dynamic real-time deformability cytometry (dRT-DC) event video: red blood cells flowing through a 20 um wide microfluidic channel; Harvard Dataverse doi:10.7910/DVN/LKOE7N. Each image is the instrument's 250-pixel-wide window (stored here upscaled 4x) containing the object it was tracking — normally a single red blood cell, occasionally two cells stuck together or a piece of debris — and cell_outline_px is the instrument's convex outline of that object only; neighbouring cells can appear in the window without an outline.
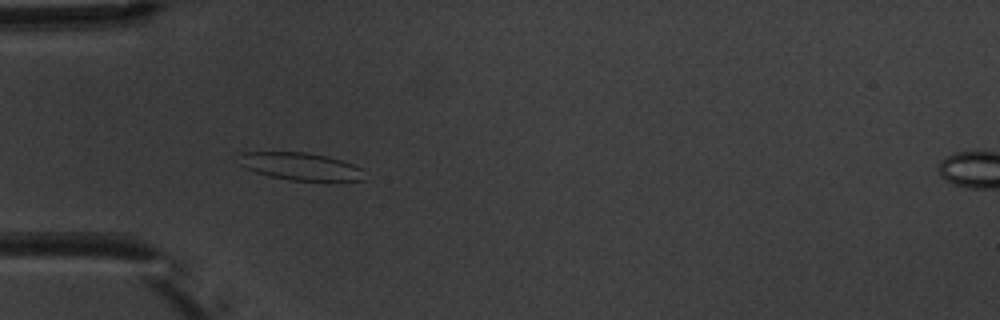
{"species": "common noctule bat (a hibernating species)", "species_latin": "Nyctalus noctula", "temperature_condition": "warm", "stored_images_in_passage": 4, "camera_frame_rate_fps": 3000, "um_per_image_px": 0.085, "animal": {"sex": "male", "body_mass_g": 20.1, "forearm_length_mm": 53.5}, "frame": {"image": 1, "passage_image": 4, "time_ms": 4.333, "image_size_px": [1000, 320], "cell_outline_px": [[364, 180], [288, 180], [268, 176], [244, 168], [240, 164], [240, 152], [304, 152], [328, 156], [364, 168]], "centroid_in_image_um": [25.54, 14.14], "position_along_channel_um": 59.5, "area_um2": 20.06}}